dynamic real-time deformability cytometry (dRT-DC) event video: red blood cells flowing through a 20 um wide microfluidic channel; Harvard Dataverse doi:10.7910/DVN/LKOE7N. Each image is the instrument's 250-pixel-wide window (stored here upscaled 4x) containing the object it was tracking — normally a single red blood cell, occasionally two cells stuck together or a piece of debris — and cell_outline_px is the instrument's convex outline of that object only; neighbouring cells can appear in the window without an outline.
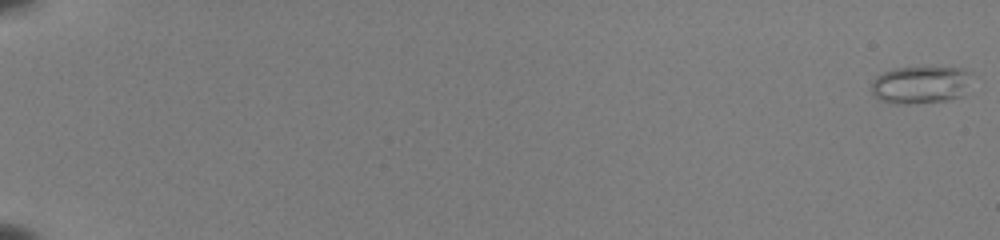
{"species": "common noctule bat (a hibernating species)", "species_latin": "Nyctalus noctula", "temperature_condition": "room temperature", "stored_images_in_passage": 54, "camera_frame_rate_fps": 3000, "um_per_image_px": 0.085, "animal": {"sex": "female", "body_mass_g": 22.0, "forearm_length_mm": 56.7}, "frame": {"image": 1, "passage_image": 1, "time_ms": 0.0, "image_size_px": [1000, 240], "cell_outline_px": [[972, 72], [964, 96], [944, 100], [908, 104], [888, 104], [880, 100], [872, 92], [872, 84], [876, 76], [884, 72], [896, 68], [964, 68]], "centroid_in_image_um": [78.25, 7.22], "position_along_channel_um": 6.7, "area_um2": 21.91}}
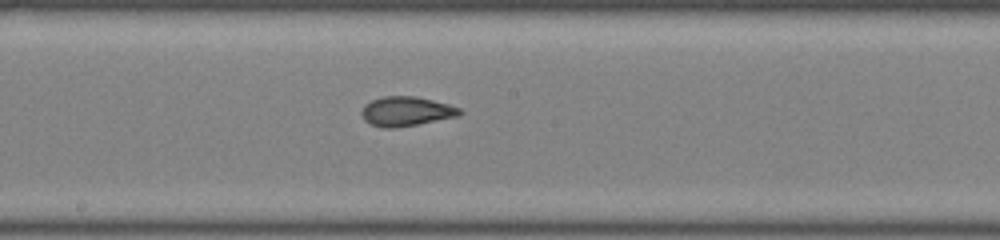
{"frame": {"image": 2, "passage_image": 33, "time_ms": 10.667, "image_size_px": [1000, 240], "cell_outline_px": [[464, 112], [460, 116], [396, 128], [384, 128], [368, 124], [364, 120], [360, 112], [364, 104], [372, 100], [384, 96], [416, 96], [448, 104], [460, 108]], "centroid_in_image_um": [34.52, 9.47], "position_along_channel_um": 213.7, "area_um2": 17.05}}
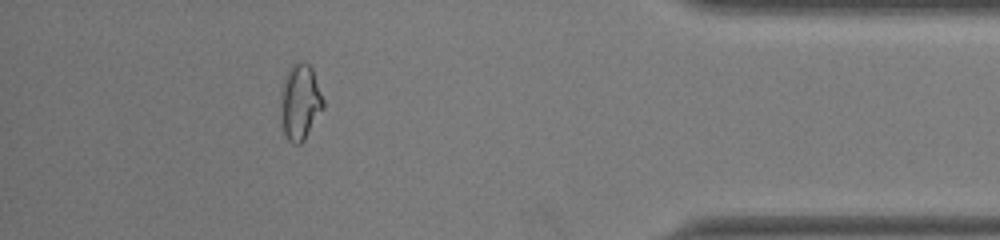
{"frame": {"image": 3, "passage_image": 50, "time_ms": 16.333, "image_size_px": [1000, 240], "cell_outline_px": [[324, 108], [304, 140], [300, 144], [296, 144], [288, 140], [284, 136], [280, 116], [280, 104], [284, 76], [288, 68], [292, 64], [300, 60], [304, 60], [312, 68], [324, 100]], "centroid_in_image_um": [25.5, 8.66], "position_along_channel_um": 409.7, "area_um2": 19.13}, "authors_computed_cell_mechanics": {"area_um2": 17.6001, "velocity_mm_per_s": 3.9922, "shape_relaxation_time_tau1_ms": null, "shape_relaxation_time_tau2_ms": 1.0895, "deformation_change_tau1": null, "deformation_change_tau2": 0.0691}}